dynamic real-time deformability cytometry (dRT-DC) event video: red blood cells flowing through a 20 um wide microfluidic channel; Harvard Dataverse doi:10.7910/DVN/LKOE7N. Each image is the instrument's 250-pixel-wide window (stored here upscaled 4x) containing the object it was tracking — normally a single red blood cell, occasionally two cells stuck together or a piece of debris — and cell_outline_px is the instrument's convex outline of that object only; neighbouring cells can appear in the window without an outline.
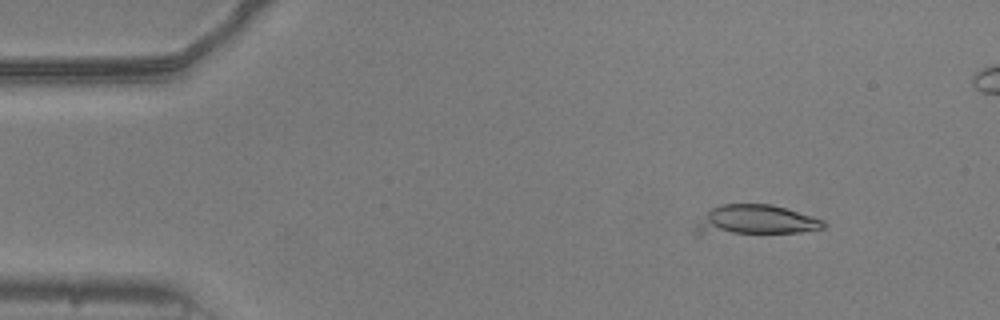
{"species": "common noctule bat (a hibernating species)", "species_latin": "Nyctalus noctula", "temperature_condition": "warm", "stored_images_in_passage": 47, "camera_frame_rate_fps": 3000, "um_per_image_px": 0.085, "animal": {"sex": "male", "body_mass_g": 20.5, "forearm_length_mm": 52.5}, "frame": {"image": 1, "passage_image": 2, "time_ms": 0.333, "image_size_px": [1000, 320], "cell_outline_px": [[828, 224], [824, 228], [800, 232], [696, 236], [692, 232], [692, 224], [712, 208], [720, 204], [772, 204], [812, 216], [824, 220]], "centroid_in_image_um": [64.08, 18.75], "position_along_channel_um": 20.9, "area_um2": 23.24}}
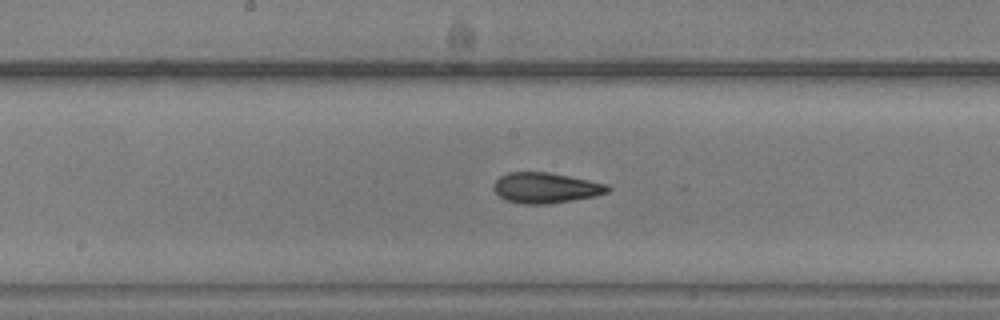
{"frame": {"image": 2, "passage_image": 23, "time_ms": 7.333, "image_size_px": [1000, 320], "cell_outline_px": [[612, 188], [608, 192], [596, 196], [548, 204], [520, 204], [504, 200], [492, 188], [492, 184], [500, 176], [508, 172], [548, 172], [608, 184]], "centroid_in_image_um": [46.36, 15.97], "position_along_channel_um": 201.8, "area_um2": 20.4}}
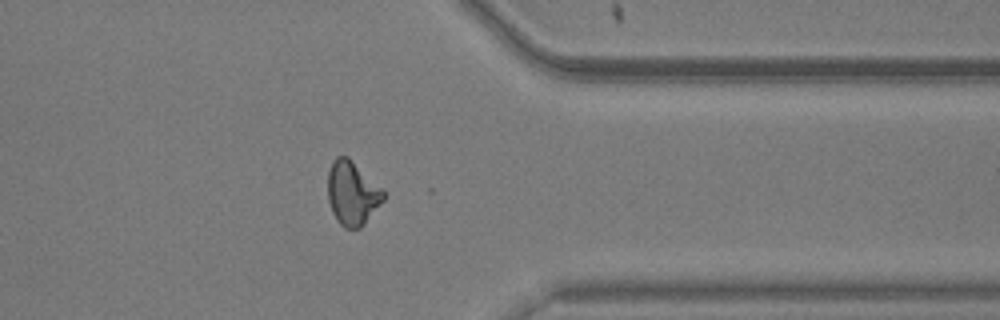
{"frame": {"image": 3, "passage_image": 38, "time_ms": 12.333, "image_size_px": [1000, 320], "cell_outline_px": [[384, 200], [364, 224], [360, 228], [344, 228], [336, 220], [332, 212], [328, 200], [328, 172], [332, 160], [336, 156], [348, 156], [384, 188]], "centroid_in_image_um": [29.95, 16.4], "position_along_channel_um": 381.5, "area_um2": 21.04}}